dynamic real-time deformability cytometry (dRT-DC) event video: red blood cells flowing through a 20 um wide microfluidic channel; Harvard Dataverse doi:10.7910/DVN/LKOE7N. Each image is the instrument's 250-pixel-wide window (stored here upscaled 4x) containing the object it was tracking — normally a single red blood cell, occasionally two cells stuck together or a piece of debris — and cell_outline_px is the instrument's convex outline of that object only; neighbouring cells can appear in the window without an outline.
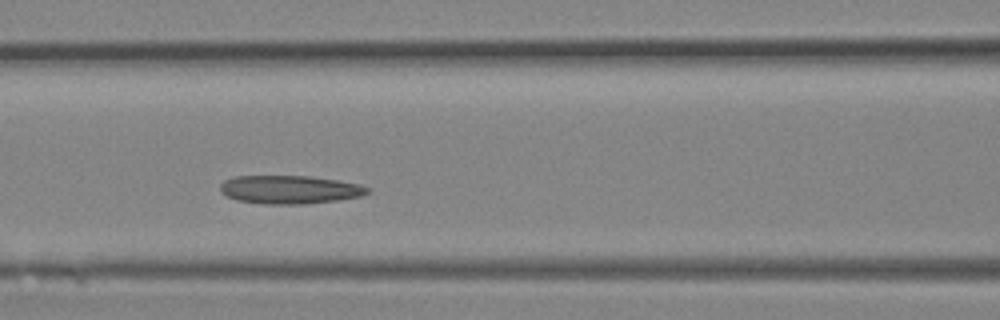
{"species": "Egyptian fruit bat (a non-hibernating species)", "species_latin": "Rousettus aegyptiacus", "temperature_condition": "room temperature", "stored_images_in_passage": 13, "camera_frame_rate_fps": 3000, "um_per_image_px": 0.085, "animal": {"sex": "female"}, "frame": {"image": 1, "passage_image": 8, "time_ms": 2.333, "image_size_px": [1000, 320], "cell_outline_px": [[372, 188], [368, 192], [360, 196], [336, 200], [304, 204], [264, 204], [236, 200], [220, 192], [220, 184], [224, 180], [236, 176], [308, 176], [336, 180], [360, 184]], "centroid_in_image_um": [24.61, 16.11], "position_along_channel_um": 142.0, "area_um2": 24.28}}
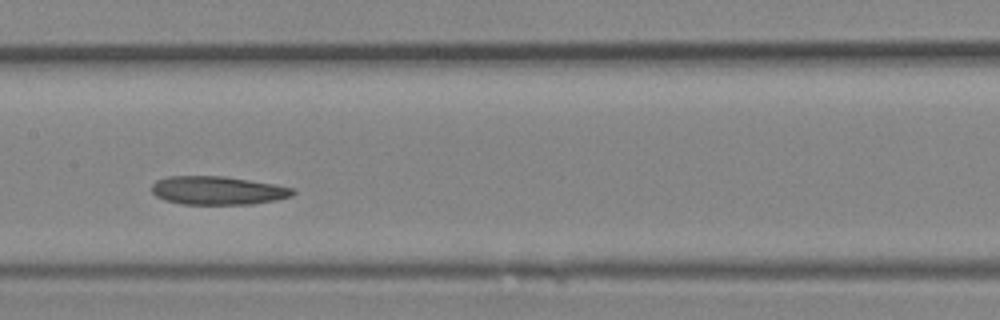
{"frame": {"image": 2, "passage_image": 10, "time_ms": 3.0, "image_size_px": [1000, 320], "cell_outline_px": [[296, 192], [292, 196], [276, 200], [252, 204], [184, 204], [164, 200], [156, 196], [152, 192], [152, 184], [156, 180], [168, 176], [224, 176], [276, 184], [296, 188]], "centroid_in_image_um": [18.54, 16.18], "position_along_channel_um": 188.9, "area_um2": 23.58}}
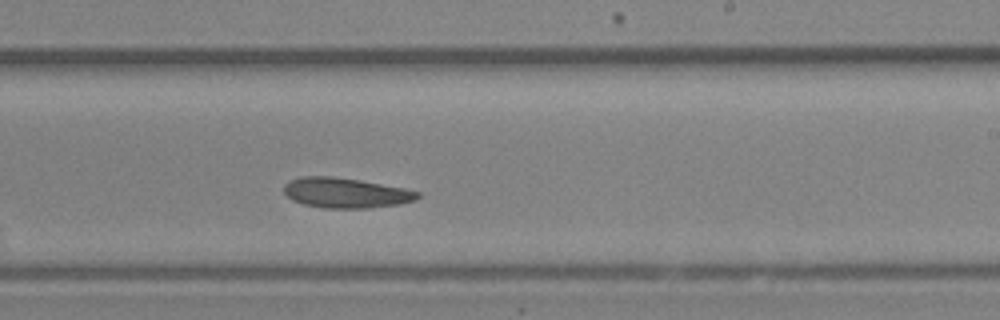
{"frame": {"image": 3, "passage_image": 13, "time_ms": 4.0, "image_size_px": [1000, 320], "cell_outline_px": [[420, 196], [416, 200], [400, 204], [364, 208], [324, 208], [304, 204], [292, 200], [284, 192], [284, 184], [288, 180], [300, 176], [332, 176], [360, 180], [404, 188], [420, 192]], "centroid_in_image_um": [29.37, 16.38], "position_along_channel_um": 259.6, "area_um2": 23.52}}